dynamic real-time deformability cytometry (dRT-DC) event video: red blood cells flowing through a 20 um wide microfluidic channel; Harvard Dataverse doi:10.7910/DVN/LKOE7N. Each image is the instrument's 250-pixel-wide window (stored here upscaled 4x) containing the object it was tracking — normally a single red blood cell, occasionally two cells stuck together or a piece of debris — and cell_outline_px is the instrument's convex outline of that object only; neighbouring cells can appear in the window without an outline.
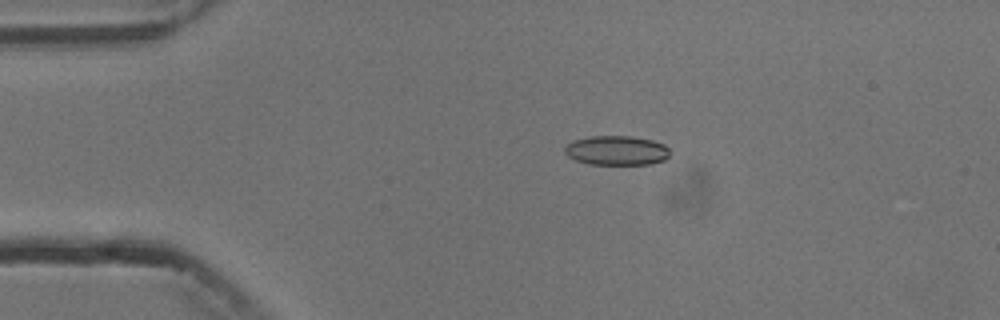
{"species": "common noctule bat (a hibernating species)", "species_latin": "Nyctalus noctula", "temperature_condition": "cold", "stored_images_in_passage": 4, "camera_frame_rate_fps": 3000, "um_per_image_px": 0.085, "animal": {"sex": "male", "body_mass_g": 13.3}, "frame": {"image": 1, "passage_image": 2, "time_ms": 1.0, "image_size_px": [1000, 320], "cell_outline_px": [[668, 156], [664, 160], [648, 164], [588, 164], [576, 160], [568, 156], [564, 152], [564, 148], [572, 140], [592, 136], [632, 136], [652, 140], [664, 144], [668, 148]], "centroid_in_image_um": [52.39, 12.78], "position_along_channel_um": 32.6, "area_um2": 17.98}}
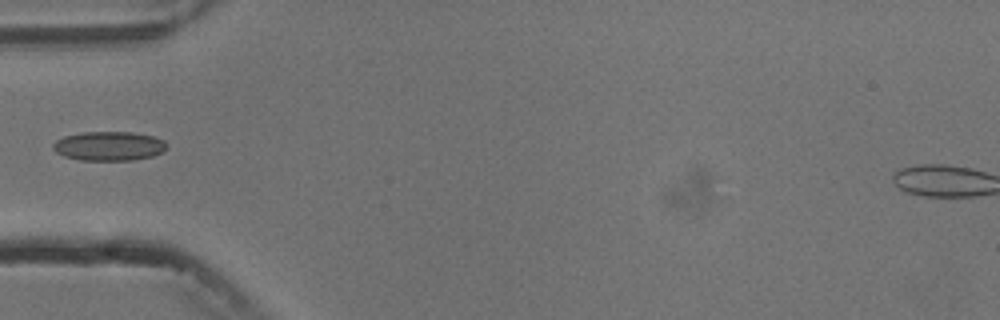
{"frame": {"image": 2, "passage_image": 3, "time_ms": 3.333, "image_size_px": [1000, 320], "cell_outline_px": [[164, 152], [152, 156], [132, 160], [80, 160], [64, 156], [56, 152], [52, 148], [52, 144], [56, 140], [64, 136], [84, 132], [132, 132], [152, 136], [164, 140]], "centroid_in_image_um": [9.23, 12.41], "position_along_channel_um": 75.8, "area_um2": 19.25}}
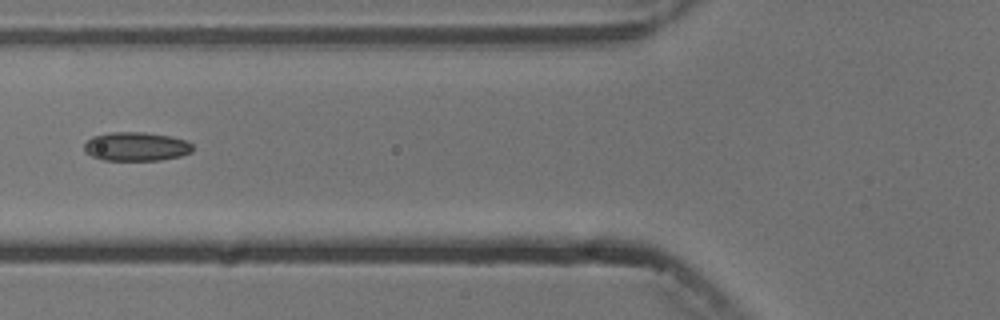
{"frame": {"image": 3, "passage_image": 4, "time_ms": 4.333, "image_size_px": [1000, 320], "cell_outline_px": [[192, 152], [180, 156], [160, 160], [104, 160], [92, 156], [84, 152], [84, 144], [92, 136], [112, 132], [144, 132], [172, 136], [184, 140], [192, 144]], "centroid_in_image_um": [11.56, 12.45], "position_along_channel_um": 114.2, "area_um2": 18.26}}